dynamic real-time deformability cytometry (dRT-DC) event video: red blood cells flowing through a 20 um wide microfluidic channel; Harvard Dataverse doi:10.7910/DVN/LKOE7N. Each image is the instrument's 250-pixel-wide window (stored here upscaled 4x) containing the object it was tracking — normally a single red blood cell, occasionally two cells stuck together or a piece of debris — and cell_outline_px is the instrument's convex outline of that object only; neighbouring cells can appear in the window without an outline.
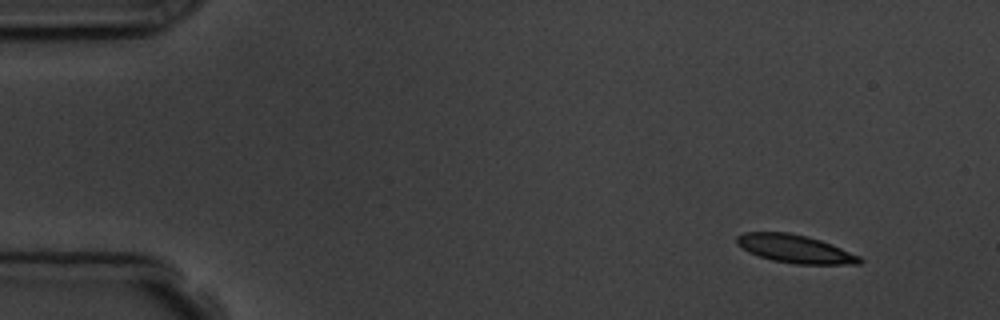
{"species": "common noctule bat (a hibernating species)", "species_latin": "Nyctalus noctula", "temperature_condition": "room temperature", "stored_images_in_passage": 5, "camera_frame_rate_fps": 3000, "um_per_image_px": 0.085, "animal": {"sex": "male", "body_mass_g": 19.5, "forearm_length_mm": 54.6}, "frame": {"image": 1, "passage_image": 1, "time_ms": 0.0, "image_size_px": [1000, 320], "cell_outline_px": [[864, 260], [860, 264], [796, 264], [772, 260], [748, 252], [736, 244], [736, 236], [744, 232], [788, 232], [820, 240], [860, 256]], "centroid_in_image_um": [67.55, 21.15], "position_along_channel_um": 17.4, "area_um2": 20.0}}
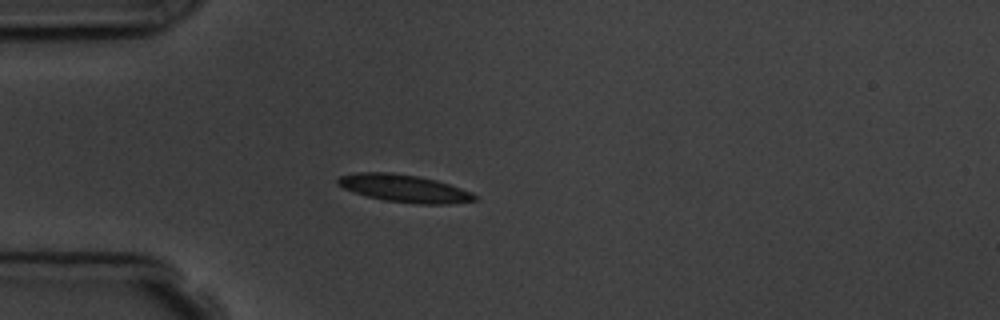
{"frame": {"image": 2, "passage_image": 4, "time_ms": 3.333, "image_size_px": [1000, 320], "cell_outline_px": [[476, 200], [448, 204], [420, 204], [384, 200], [368, 196], [344, 188], [336, 184], [336, 180], [340, 176], [356, 172], [392, 172], [416, 176], [436, 180], [472, 192], [476, 196]], "centroid_in_image_um": [34.34, 16.0], "position_along_channel_um": 50.7, "area_um2": 21.73}}